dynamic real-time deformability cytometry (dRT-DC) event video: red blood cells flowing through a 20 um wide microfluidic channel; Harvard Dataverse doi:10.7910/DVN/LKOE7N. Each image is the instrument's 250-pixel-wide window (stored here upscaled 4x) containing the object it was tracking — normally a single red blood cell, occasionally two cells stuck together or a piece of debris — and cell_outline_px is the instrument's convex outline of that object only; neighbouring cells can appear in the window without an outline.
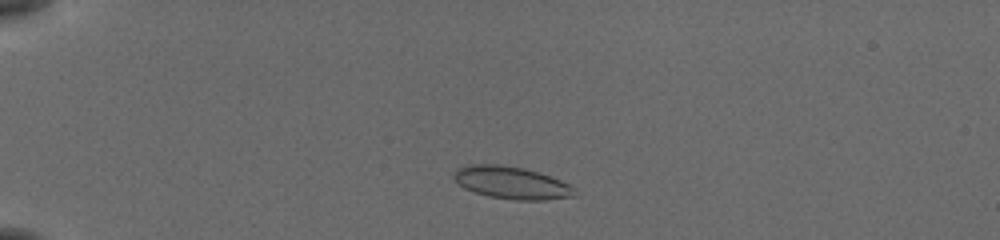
{"species": "common noctule bat (a hibernating species)", "species_latin": "Nyctalus noctula", "temperature_condition": "cold", "stored_images_in_passage": 48, "camera_frame_rate_fps": 3000, "um_per_image_px": 0.085, "animal": {"sex": "female", "body_mass_g": 19.5, "forearm_length_mm": 54.1}, "frame": {"image": 1, "passage_image": 7, "time_ms": 2.0, "image_size_px": [1000, 240], "cell_outline_px": [[580, 196], [544, 200], [516, 200], [488, 196], [472, 192], [464, 188], [452, 176], [460, 168], [468, 164], [496, 164], [524, 168], [560, 180], [576, 188]], "centroid_in_image_um": [43.53, 15.55], "position_along_channel_um": 41.5, "area_um2": 22.83}}
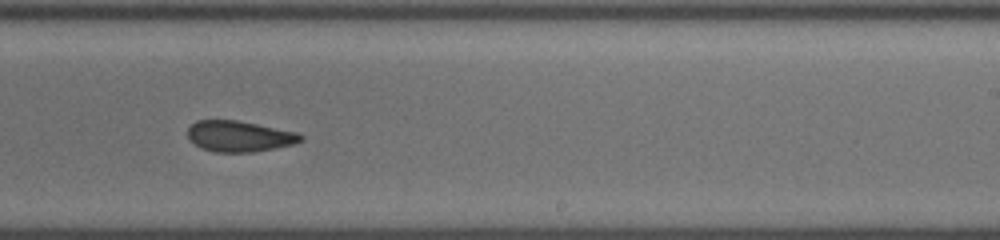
{"frame": {"image": 2, "passage_image": 29, "time_ms": 9.333, "image_size_px": [1000, 240], "cell_outline_px": [[304, 140], [292, 144], [276, 148], [252, 152], [212, 152], [200, 148], [188, 136], [188, 128], [196, 120], [236, 120], [296, 132], [304, 136]], "centroid_in_image_um": [20.34, 11.59], "position_along_channel_um": 268.7, "area_um2": 20.23}}
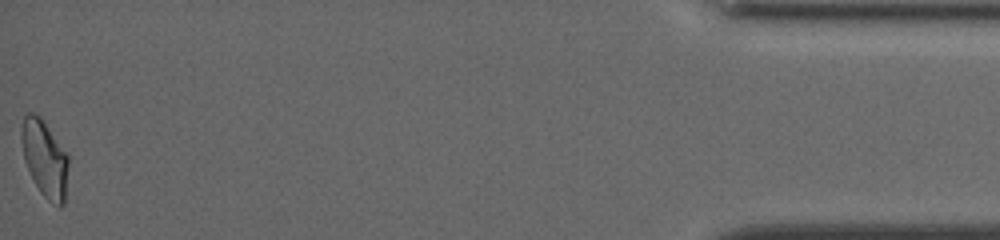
{"frame": {"image": 3, "passage_image": 48, "time_ms": 15.667, "image_size_px": [1000, 240], "cell_outline_px": [[68, 164], [64, 204], [60, 208], [48, 200], [40, 192], [24, 160], [20, 136], [20, 132], [24, 116], [28, 112], [32, 112], [40, 116], [68, 156]], "centroid_in_image_um": [3.78, 13.47], "position_along_channel_um": 431.4, "area_um2": 20.69}, "authors_computed_cell_mechanics": {"area_um2": 21.097, "velocity_mm_per_s": 3.8225, "shape_relaxation_time_tau1_ms": 6.8115, "shape_relaxation_time_tau2_ms": 3.5728, "deformation_change_tau1": 0.1465, "deformation_change_tau2": 0.0894}}